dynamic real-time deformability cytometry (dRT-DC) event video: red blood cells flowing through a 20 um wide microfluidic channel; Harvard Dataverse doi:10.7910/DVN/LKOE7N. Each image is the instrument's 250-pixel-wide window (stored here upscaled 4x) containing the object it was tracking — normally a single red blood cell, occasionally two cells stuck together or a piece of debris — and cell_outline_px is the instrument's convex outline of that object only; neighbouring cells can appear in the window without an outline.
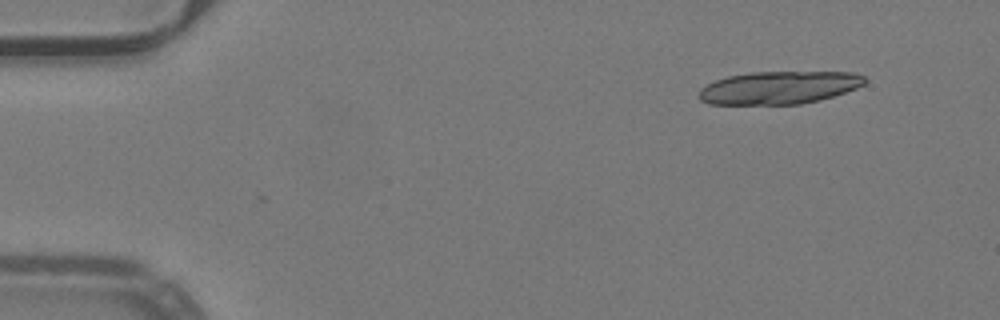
{"species": "common noctule bat (a hibernating species)", "species_latin": "Nyctalus noctula", "temperature_condition": "warm", "stored_images_in_passage": 3, "camera_frame_rate_fps": 3000, "um_per_image_px": 0.085, "animal": {"sex": "male", "body_mass_g": 19.2, "forearm_length_mm": 51.8}, "frame": {"image": 1, "passage_image": 3, "time_ms": 0.667, "image_size_px": [1000, 320], "cell_outline_px": [[868, 80], [864, 84], [856, 88], [820, 100], [800, 104], [708, 104], [700, 100], [696, 96], [700, 88], [716, 80], [728, 76], [748, 72], [852, 72], [864, 76]], "centroid_in_image_um": [66.19, 7.45], "position_along_channel_um": 18.8, "area_um2": 31.79}}